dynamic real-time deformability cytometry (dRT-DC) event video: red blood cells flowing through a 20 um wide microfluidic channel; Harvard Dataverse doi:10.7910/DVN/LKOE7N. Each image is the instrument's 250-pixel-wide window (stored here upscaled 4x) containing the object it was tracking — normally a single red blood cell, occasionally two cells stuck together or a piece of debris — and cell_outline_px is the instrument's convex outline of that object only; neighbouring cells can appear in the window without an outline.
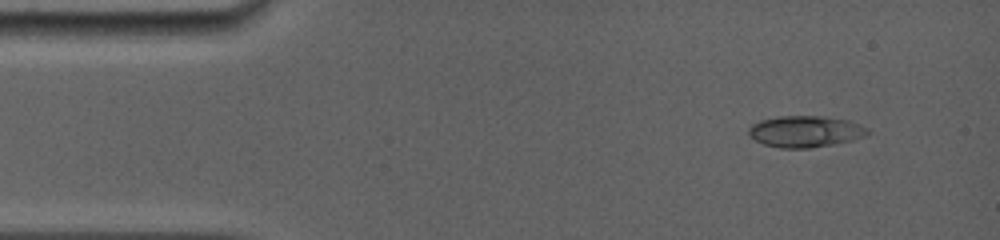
{"species": "common noctule bat (a hibernating species)", "species_latin": "Nyctalus noctula", "temperature_condition": "room temperature", "stored_images_in_passage": 5, "camera_frame_rate_fps": 5000, "um_per_image_px": 0.085, "animal": {"sex": "female", "body_mass_g": 19.0, "forearm_length_mm": 56.7}, "frame": {"image": 1, "passage_image": 1, "time_ms": 0.0, "image_size_px": [1000, 240], "cell_outline_px": [[868, 136], [852, 140], [832, 144], [808, 148], [780, 148], [764, 144], [756, 140], [748, 132], [748, 128], [752, 124], [760, 120], [776, 116], [824, 116], [848, 120], [868, 128]], "centroid_in_image_um": [68.45, 11.17], "position_along_channel_um": 16.5, "area_um2": 21.73}}
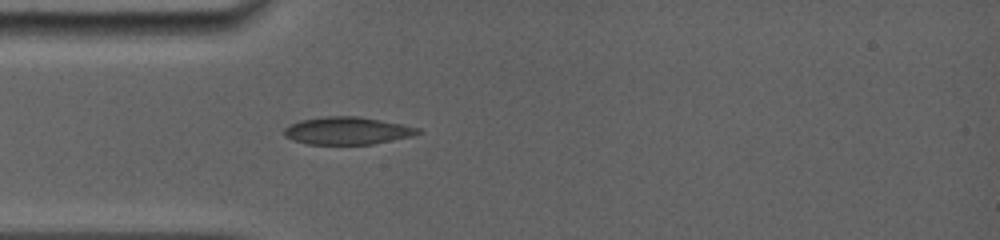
{"frame": {"image": 2, "passage_image": 4, "time_ms": 3.0, "image_size_px": [1000, 240], "cell_outline_px": [[424, 132], [412, 136], [372, 144], [308, 144], [292, 140], [284, 136], [284, 128], [288, 124], [300, 120], [324, 116], [360, 116], [420, 128]], "centroid_in_image_um": [29.49, 11.1], "position_along_channel_um": 55.5, "area_um2": 21.56}}
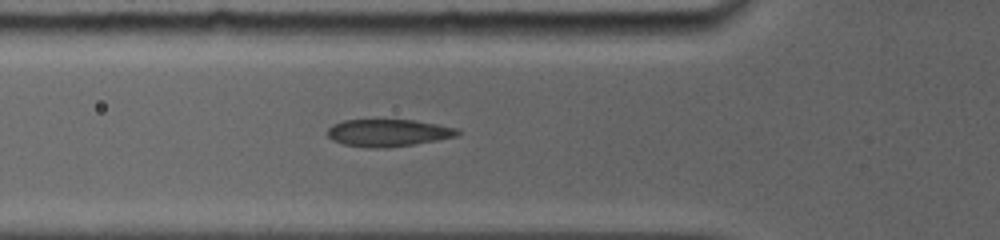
{"frame": {"image": 3, "passage_image": 5, "time_ms": 4.0, "image_size_px": [1000, 240], "cell_outline_px": [[460, 132], [456, 136], [436, 140], [412, 144], [384, 148], [368, 148], [344, 144], [332, 140], [328, 136], [328, 128], [332, 124], [344, 120], [412, 120], [460, 128]], "centroid_in_image_um": [32.98, 11.29], "position_along_channel_um": 92.8, "area_um2": 20.52}}